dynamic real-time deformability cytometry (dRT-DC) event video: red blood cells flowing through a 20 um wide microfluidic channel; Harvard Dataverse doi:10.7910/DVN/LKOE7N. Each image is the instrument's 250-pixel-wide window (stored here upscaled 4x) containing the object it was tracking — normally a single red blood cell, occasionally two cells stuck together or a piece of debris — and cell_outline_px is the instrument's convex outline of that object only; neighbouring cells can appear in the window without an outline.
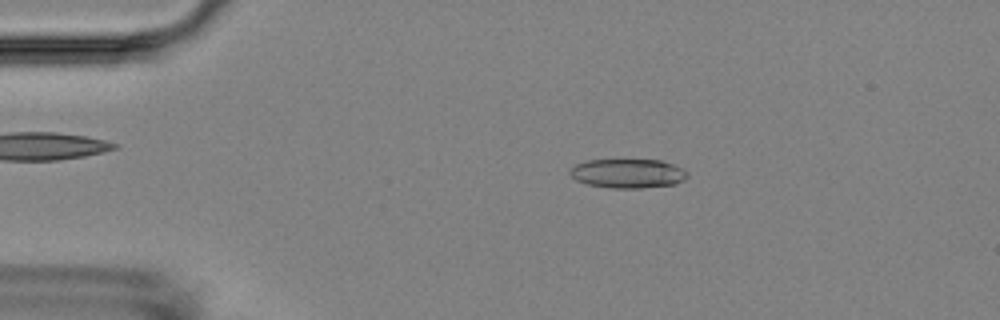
{"species": "Egyptian fruit bat (a non-hibernating species)", "species_latin": "Rousettus aegyptiacus", "temperature_condition": "room temperature", "stored_images_in_passage": 2, "camera_frame_rate_fps": 3000, "um_per_image_px": 0.085, "animal": {"sex": "female"}, "frame": {"image": 1, "passage_image": 1, "time_ms": 0.0, "image_size_px": [1000, 320], "cell_outline_px": [[688, 176], [684, 180], [676, 184], [644, 188], [608, 188], [588, 184], [576, 180], [568, 172], [576, 164], [588, 160], [660, 160], [672, 164], [688, 172]], "centroid_in_image_um": [53.38, 14.75], "position_along_channel_um": 31.6, "area_um2": 19.94}}